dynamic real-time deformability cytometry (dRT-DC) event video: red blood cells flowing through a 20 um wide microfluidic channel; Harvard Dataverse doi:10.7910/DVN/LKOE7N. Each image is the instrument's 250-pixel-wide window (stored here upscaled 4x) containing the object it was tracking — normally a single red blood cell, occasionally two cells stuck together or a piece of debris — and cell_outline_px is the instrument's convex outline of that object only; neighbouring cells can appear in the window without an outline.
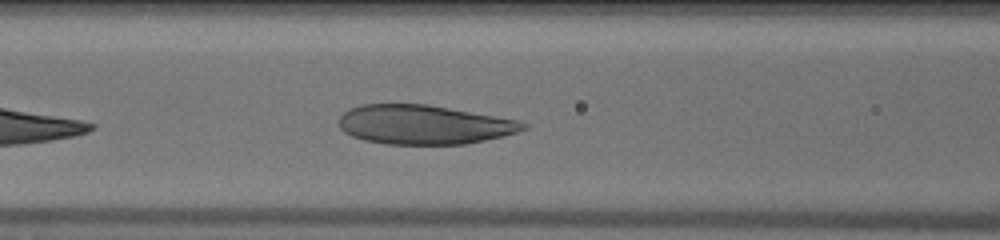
{"species": "human", "species_latin": "Homo sapiens", "temperature_condition": "warm", "stored_images_in_passage": 26, "camera_frame_rate_fps": 3000, "um_per_image_px": 0.085, "donor": {"sex": "male"}, "frame": {"image": 1, "passage_image": 7, "time_ms": 2.0, "image_size_px": [1000, 240], "cell_outline_px": [[528, 128], [516, 132], [484, 140], [464, 144], [388, 144], [364, 140], [352, 136], [344, 132], [340, 128], [340, 116], [348, 108], [360, 104], [424, 104], [448, 108], [516, 120], [528, 124]], "centroid_in_image_um": [35.97, 10.59], "position_along_channel_um": 130.6, "area_um2": 41.67}}
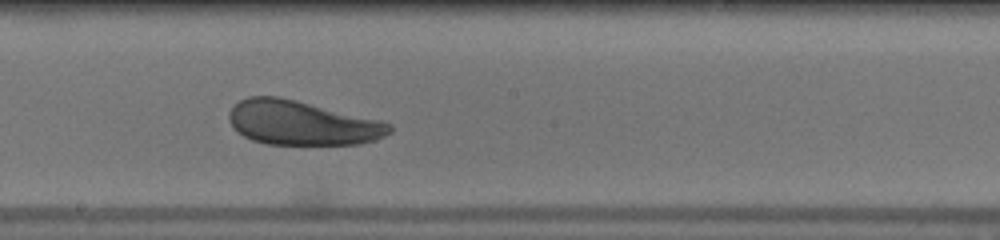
{"frame": {"image": 2, "passage_image": 14, "time_ms": 4.333, "image_size_px": [1000, 240], "cell_outline_px": [[392, 132], [376, 140], [360, 144], [268, 144], [252, 140], [244, 136], [232, 124], [228, 116], [228, 112], [240, 100], [248, 96], [280, 96], [380, 120], [392, 124]], "centroid_in_image_um": [25.69, 10.44], "position_along_channel_um": 222.5, "area_um2": 41.33}}
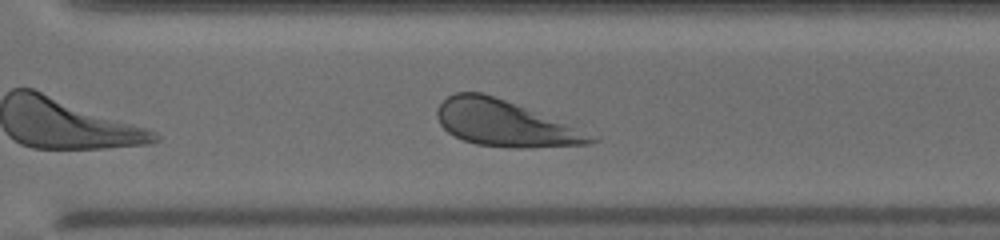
{"frame": {"image": 3, "passage_image": 22, "time_ms": 7.0, "image_size_px": [1000, 240], "cell_outline_px": [[600, 140], [588, 144], [516, 148], [476, 144], [464, 140], [448, 132], [440, 124], [436, 116], [436, 108], [448, 96], [456, 92], [480, 92], [504, 100], [524, 108]], "centroid_in_image_um": [42.74, 10.49], "position_along_channel_um": 327.9, "area_um2": 39.36}, "authors_computed_cell_mechanics": {"area_um2": 41.7027, "velocity_mm_per_s": 3.9507, "shape_relaxation_time_tau1_ms": 3.4108, "shape_relaxation_time_tau2_ms": 3.435, "deformation_change_tau1": 0.1285, "deformation_change_tau2": 0.1252}}